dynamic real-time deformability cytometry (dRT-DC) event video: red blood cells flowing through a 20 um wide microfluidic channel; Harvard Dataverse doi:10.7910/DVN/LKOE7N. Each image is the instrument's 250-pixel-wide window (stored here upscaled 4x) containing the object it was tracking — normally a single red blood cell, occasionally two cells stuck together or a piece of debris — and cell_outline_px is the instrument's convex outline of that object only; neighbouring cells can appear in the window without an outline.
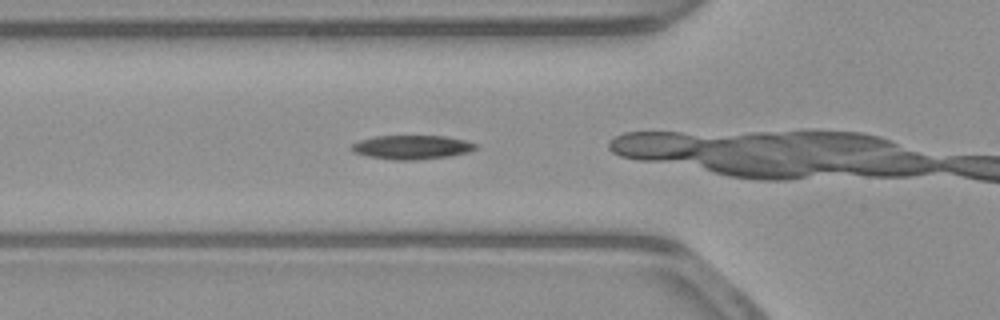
{"species": "common noctule bat (a hibernating species)", "species_latin": "Nyctalus noctula", "temperature_condition": "warm", "stored_images_in_passage": 34, "camera_frame_rate_fps": 3000, "um_per_image_px": 0.085, "animal": {"sex": "male", "body_mass_g": 23.1, "forearm_length_mm": 52.7}, "frame": {"image": 1, "passage_image": 9, "time_ms": 2.667, "image_size_px": [1000, 320], "cell_outline_px": [[476, 148], [468, 152], [452, 156], [416, 160], [392, 160], [368, 156], [352, 152], [352, 144], [360, 140], [376, 136], [444, 136], [464, 140], [476, 144]], "centroid_in_image_um": [35.0, 12.52], "position_along_channel_um": 90.8, "area_um2": 17.28}}
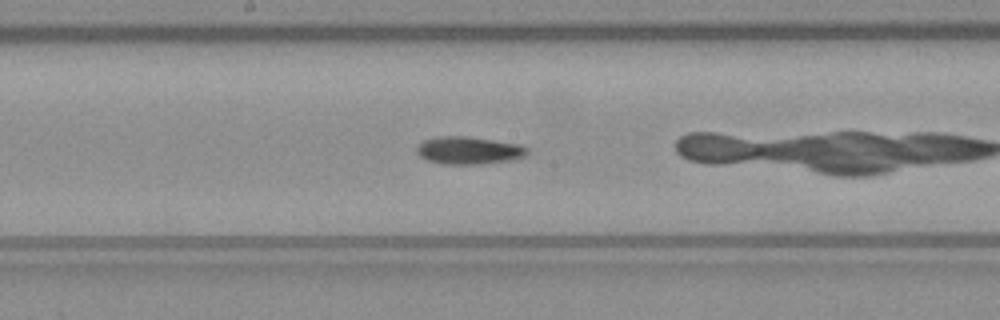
{"frame": {"image": 2, "passage_image": 18, "time_ms": 5.667, "image_size_px": [1000, 320], "cell_outline_px": [[528, 152], [524, 156], [508, 160], [484, 164], [444, 164], [428, 160], [420, 156], [416, 152], [416, 148], [424, 140], [436, 136], [464, 136], [520, 144], [528, 148]], "centroid_in_image_um": [39.83, 12.78], "position_along_channel_um": 208.4, "area_um2": 17.63}}
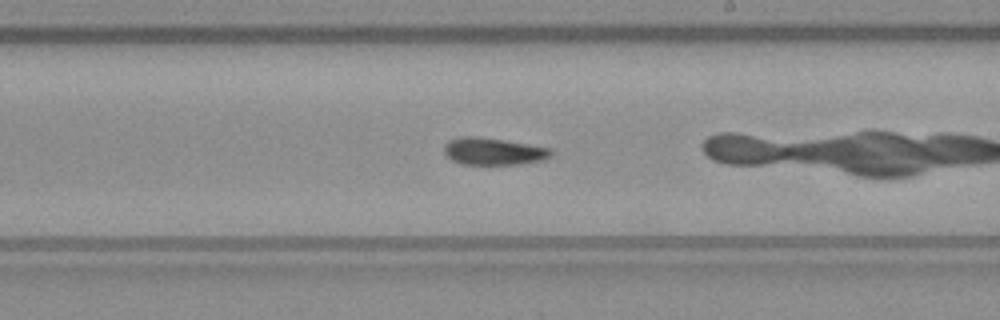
{"frame": {"image": 3, "passage_image": 21, "time_ms": 6.667, "image_size_px": [1000, 320], "cell_outline_px": [[552, 156], [544, 160], [520, 164], [460, 164], [452, 160], [444, 152], [444, 144], [448, 140], [460, 136], [480, 136], [552, 148]], "centroid_in_image_um": [41.94, 12.86], "position_along_channel_um": 247.1, "area_um2": 17.11}}